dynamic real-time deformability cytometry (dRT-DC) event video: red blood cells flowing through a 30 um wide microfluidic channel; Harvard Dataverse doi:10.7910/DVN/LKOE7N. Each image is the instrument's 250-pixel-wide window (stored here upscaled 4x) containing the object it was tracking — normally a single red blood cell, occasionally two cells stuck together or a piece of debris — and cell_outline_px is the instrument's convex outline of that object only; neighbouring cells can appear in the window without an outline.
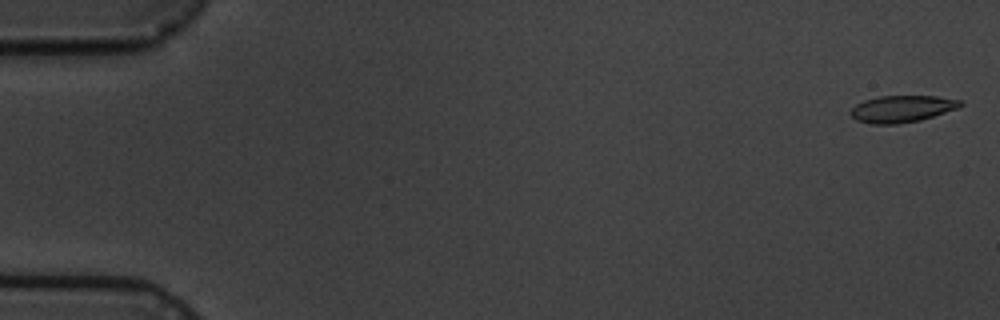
{"species": "common noctule bat (a hibernating species)", "species_latin": "Nyctalus noctula", "temperature_condition": "cold", "stored_images_in_passage": 5, "camera_frame_rate_fps": 3000, "um_per_image_px": 0.085, "animal": {"sex": "male", "body_mass_g": 19.5, "forearm_length_mm": 54.6}, "frame": {"image": 1, "passage_image": 1, "time_ms": 0.0, "image_size_px": [1000, 320], "cell_outline_px": [[964, 104], [960, 108], [920, 120], [896, 124], [872, 124], [856, 120], [848, 112], [856, 104], [864, 100], [880, 96], [936, 96], [960, 100]], "centroid_in_image_um": [76.67, 9.25], "position_along_channel_um": 8.3, "area_um2": 17.22}}
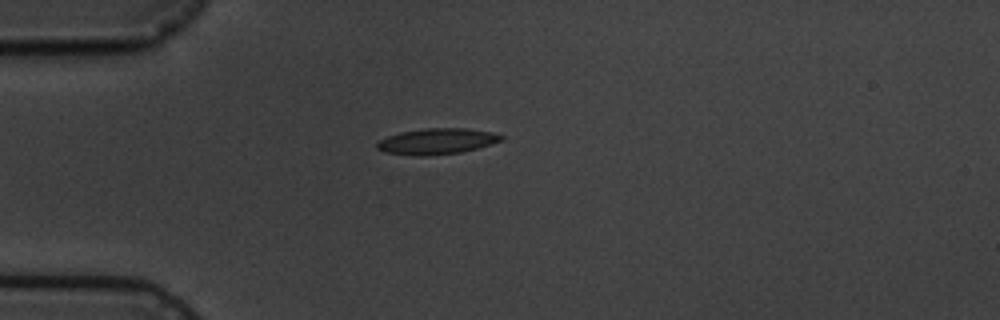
{"frame": {"image": 2, "passage_image": 5, "time_ms": 4.667, "image_size_px": [1000, 320], "cell_outline_px": [[504, 140], [476, 148], [460, 152], [420, 156], [384, 152], [376, 148], [376, 144], [380, 140], [388, 136], [400, 132], [424, 128], [464, 128], [492, 132], [504, 136]], "centroid_in_image_um": [37.13, 12.0], "position_along_channel_um": 47.9, "area_um2": 18.55}}